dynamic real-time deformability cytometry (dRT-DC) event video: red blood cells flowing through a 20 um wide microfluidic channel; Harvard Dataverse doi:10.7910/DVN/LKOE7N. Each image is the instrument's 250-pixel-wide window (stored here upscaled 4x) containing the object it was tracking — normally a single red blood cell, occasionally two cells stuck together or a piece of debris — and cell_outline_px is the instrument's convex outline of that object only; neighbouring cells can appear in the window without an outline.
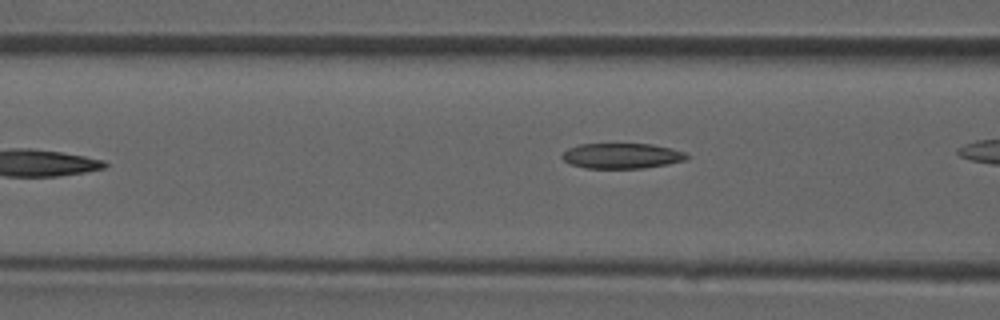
{"species": "common noctule bat (a hibernating species)", "species_latin": "Nyctalus noctula", "temperature_condition": "room temperature", "stored_images_in_passage": 5, "camera_frame_rate_fps": 3000, "um_per_image_px": 0.085, "animal": {"sex": "male", "forearm_length_mm": 52.5}, "frame": {"image": 1, "passage_image": 5, "time_ms": 1.333, "image_size_px": [1000, 320], "cell_outline_px": [[688, 160], [668, 164], [644, 168], [584, 168], [568, 164], [560, 156], [568, 148], [580, 144], [652, 144], [672, 148], [688, 152]], "centroid_in_image_um": [52.88, 13.25], "position_along_channel_um": 113.7, "area_um2": 18.67}}